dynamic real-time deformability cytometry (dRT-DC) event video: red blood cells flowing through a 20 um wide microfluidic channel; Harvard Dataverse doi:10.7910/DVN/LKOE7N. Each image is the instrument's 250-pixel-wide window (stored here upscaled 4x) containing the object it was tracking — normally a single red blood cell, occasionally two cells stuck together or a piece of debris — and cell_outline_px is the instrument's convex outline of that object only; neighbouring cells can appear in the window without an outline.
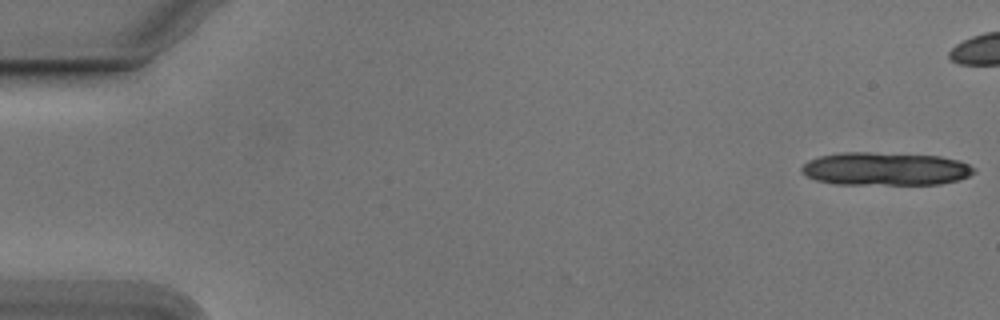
{"species": "Egyptian fruit bat (a non-hibernating species)", "species_latin": "Rousettus aegyptiacus", "temperature_condition": "cold", "stored_images_in_passage": 19, "camera_frame_rate_fps": 3000, "um_per_image_px": 0.085, "animal": {"sex": "male"}, "frame": {"image": 1, "passage_image": 1, "time_ms": 0.0, "image_size_px": [1000, 320], "cell_outline_px": [[976, 172], [968, 176], [956, 180], [940, 184], [836, 184], [816, 180], [800, 172], [800, 168], [808, 160], [820, 156], [844, 152], [868, 152], [940, 156], [960, 160], [976, 168]], "centroid_in_image_um": [75.26, 14.35], "position_along_channel_um": 9.7, "area_um2": 33.29}}